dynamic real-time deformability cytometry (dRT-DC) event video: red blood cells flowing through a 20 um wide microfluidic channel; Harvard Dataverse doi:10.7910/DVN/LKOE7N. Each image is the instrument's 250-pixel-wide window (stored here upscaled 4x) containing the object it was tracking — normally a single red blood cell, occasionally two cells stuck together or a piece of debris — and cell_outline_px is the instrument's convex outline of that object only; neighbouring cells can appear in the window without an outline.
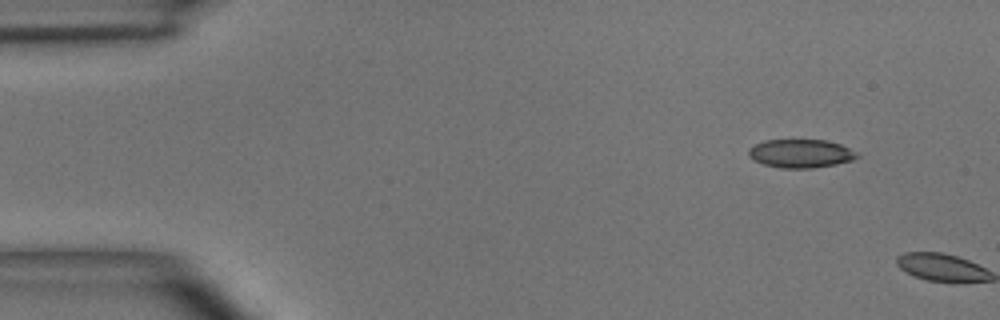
{"species": "common noctule bat (a hibernating species)", "species_latin": "Nyctalus noctula", "temperature_condition": "room temperature", "stored_images_in_passage": 2, "camera_frame_rate_fps": 3000, "um_per_image_px": 0.085, "animal": {"sex": "male", "body_mass_g": 15.6}, "frame": {"image": 1, "passage_image": 1, "time_ms": 0.0, "image_size_px": [1000, 320], "cell_outline_px": [[860, 156], [852, 160], [836, 164], [812, 168], [780, 168], [764, 164], [752, 160], [748, 156], [748, 148], [764, 140], [828, 140], [840, 144], [848, 148]], "centroid_in_image_um": [68.02, 13.05], "position_along_channel_um": 17.0, "area_um2": 17.98}}